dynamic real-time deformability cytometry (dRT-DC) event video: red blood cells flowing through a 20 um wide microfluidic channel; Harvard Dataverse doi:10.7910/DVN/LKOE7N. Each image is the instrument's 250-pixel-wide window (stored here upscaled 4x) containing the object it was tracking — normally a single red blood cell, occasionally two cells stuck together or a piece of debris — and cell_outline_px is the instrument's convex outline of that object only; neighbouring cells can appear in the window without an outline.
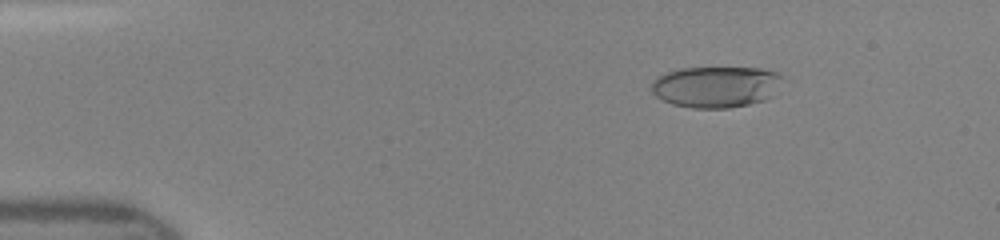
{"species": "human", "species_latin": "Homo sapiens", "temperature_condition": "room temperature", "stored_images_in_passage": 47, "camera_frame_rate_fps": 3000, "um_per_image_px": 0.085, "donor": {"sex": "female"}, "frame": {"image": 1, "passage_image": 7, "time_ms": 2.0, "image_size_px": [1000, 240], "cell_outline_px": [[784, 76], [772, 96], [764, 100], [748, 104], [728, 108], [692, 108], [672, 104], [656, 96], [652, 92], [652, 80], [656, 76], [680, 68], [760, 68], [776, 72]], "centroid_in_image_um": [60.85, 7.37], "position_along_channel_um": 24.2, "area_um2": 31.5}}
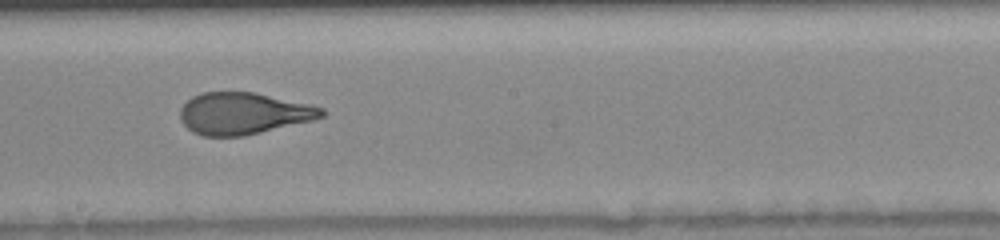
{"frame": {"image": 2, "passage_image": 27, "time_ms": 8.667, "image_size_px": [1000, 240], "cell_outline_px": [[324, 116], [312, 120], [244, 136], [204, 136], [192, 132], [180, 120], [180, 108], [192, 96], [204, 92], [256, 92], [312, 104], [324, 108]], "centroid_in_image_um": [20.69, 9.63], "position_along_channel_um": 227.5, "area_um2": 34.56}}
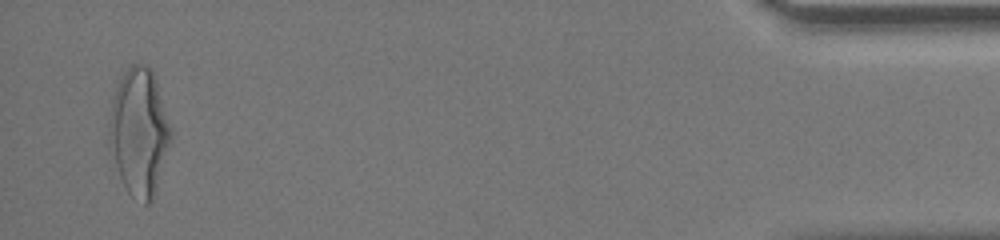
{"frame": {"image": 3, "passage_image": 46, "time_ms": 15.0, "image_size_px": [1000, 240], "cell_outline_px": [[172, 136], [152, 200], [148, 204], [144, 204], [132, 196], [128, 192], [120, 176], [108, 140], [108, 128], [112, 100], [116, 88], [124, 72], [132, 64], [148, 64], [152, 72], [172, 128]], "centroid_in_image_um": [11.82, 11.2], "position_along_channel_um": 423.4, "area_um2": 44.91}}